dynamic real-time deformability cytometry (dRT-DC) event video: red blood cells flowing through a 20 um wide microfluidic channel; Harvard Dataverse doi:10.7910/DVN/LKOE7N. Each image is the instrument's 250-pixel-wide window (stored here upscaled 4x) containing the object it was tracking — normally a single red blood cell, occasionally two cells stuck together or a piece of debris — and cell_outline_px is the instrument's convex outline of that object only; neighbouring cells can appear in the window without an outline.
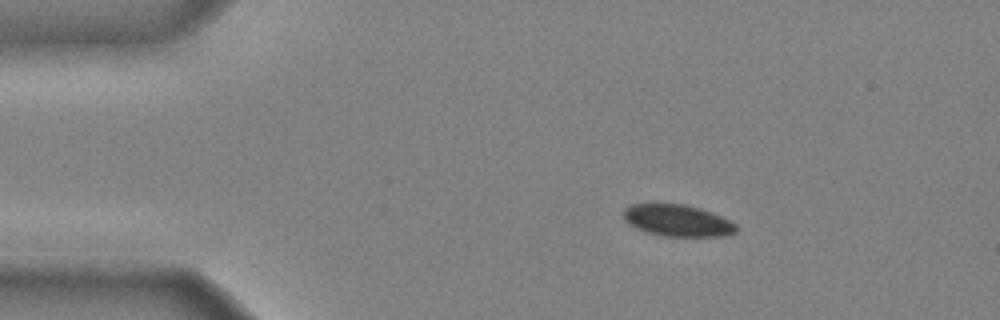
{"species": "common noctule bat (a hibernating species)", "species_latin": "Nyctalus noctula", "temperature_condition": "cold", "stored_images_in_passage": 41, "camera_frame_rate_fps": 3000, "um_per_image_px": 0.085, "animal": {"sex": "male", "body_mass_g": 20.4}, "frame": {"image": 1, "passage_image": 1, "time_ms": 0.0, "image_size_px": [1000, 320], "cell_outline_px": [[736, 232], [724, 236], [664, 236], [648, 232], [636, 228], [628, 224], [624, 220], [624, 208], [632, 204], [684, 204], [700, 208], [712, 212], [736, 224]], "centroid_in_image_um": [57.57, 18.74], "position_along_channel_um": 27.4, "area_um2": 20.69}}
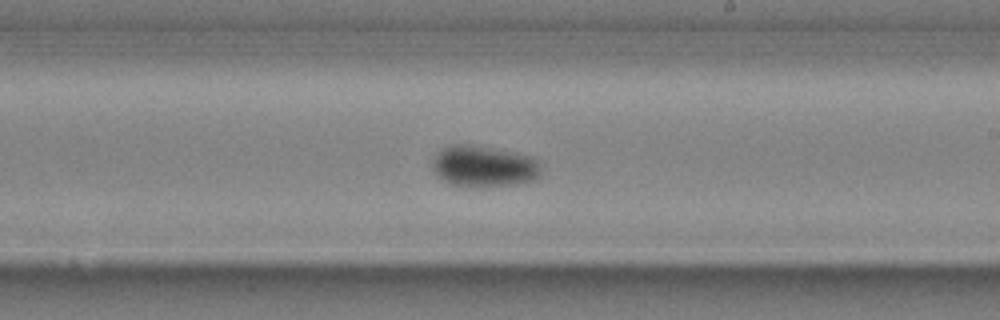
{"frame": {"image": 2, "passage_image": 22, "time_ms": 7.0, "image_size_px": [1000, 320], "cell_outline_px": [[540, 176], [532, 180], [516, 184], [484, 188], [480, 188], [448, 184], [436, 176], [432, 168], [432, 160], [436, 152], [440, 148], [448, 144], [472, 144], [516, 152], [532, 156], [536, 160], [540, 172]], "centroid_in_image_um": [41.05, 14.13], "position_along_channel_um": 247.9, "area_um2": 26.88}}
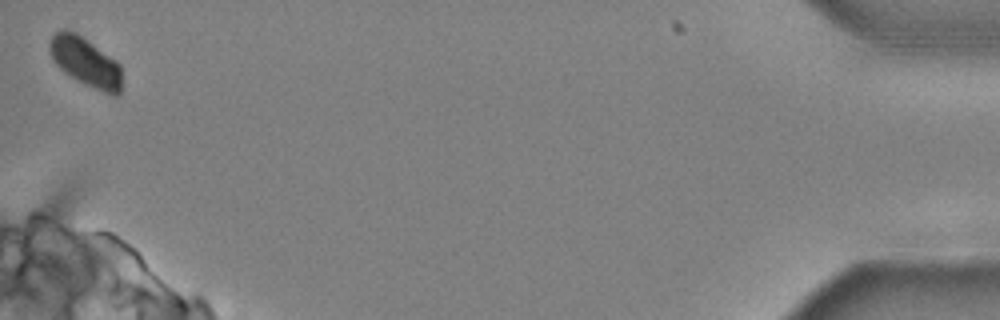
{"frame": {"image": 3, "passage_image": 41, "time_ms": 13.333, "image_size_px": [1000, 320], "cell_outline_px": [[120, 92], [116, 96], [112, 96], [84, 84], [76, 80], [64, 72], [52, 60], [48, 52], [48, 40], [60, 28], [68, 28], [76, 32], [116, 60], [120, 64]], "centroid_in_image_um": [7.21, 5.23], "position_along_channel_um": 428.0, "area_um2": 20.98}}